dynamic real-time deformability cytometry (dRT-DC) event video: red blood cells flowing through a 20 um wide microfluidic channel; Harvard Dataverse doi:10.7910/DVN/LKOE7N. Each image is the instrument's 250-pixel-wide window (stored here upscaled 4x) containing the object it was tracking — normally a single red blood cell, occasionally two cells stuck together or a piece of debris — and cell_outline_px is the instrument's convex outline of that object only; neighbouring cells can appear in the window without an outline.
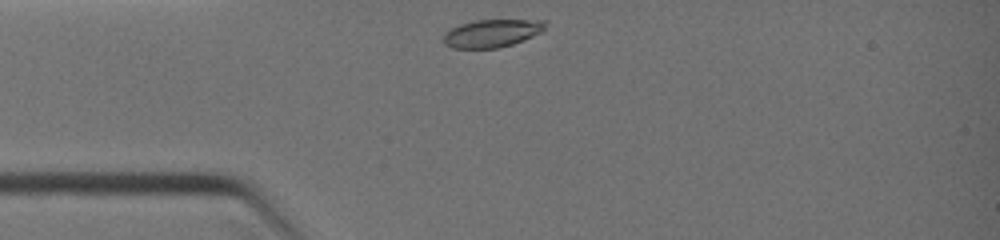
{"species": "common noctule bat (a hibernating species)", "species_latin": "Nyctalus noctula", "temperature_condition": "warm", "stored_images_in_passage": 2, "camera_frame_rate_fps": 3000, "um_per_image_px": 0.085, "animal": {"sex": "female", "body_mass_g": 19.0, "forearm_length_mm": 51.5}, "frame": {"image": 1, "passage_image": 1, "time_ms": 0.0, "image_size_px": [1000, 240], "cell_outline_px": [[548, 24], [540, 32], [524, 40], [512, 44], [496, 48], [452, 48], [444, 44], [444, 36], [452, 28], [460, 24], [476, 20], [548, 20]], "centroid_in_image_um": [41.84, 2.82], "position_along_channel_um": 43.2, "area_um2": 16.36}}